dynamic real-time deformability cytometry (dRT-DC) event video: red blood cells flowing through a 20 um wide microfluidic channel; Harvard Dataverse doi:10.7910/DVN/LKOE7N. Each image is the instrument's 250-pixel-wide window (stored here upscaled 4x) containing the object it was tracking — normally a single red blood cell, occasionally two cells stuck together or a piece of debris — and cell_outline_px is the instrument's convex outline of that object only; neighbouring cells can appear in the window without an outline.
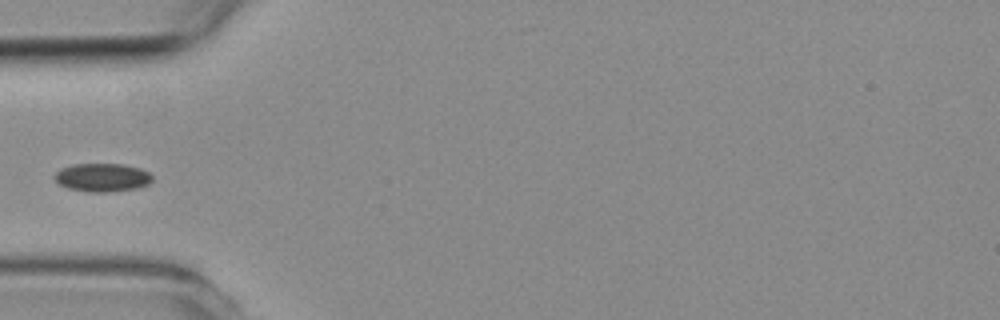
{"species": "common noctule bat (a hibernating species)", "species_latin": "Nyctalus noctula", "temperature_condition": "room temperature", "stored_images_in_passage": 5, "camera_frame_rate_fps": 3000, "um_per_image_px": 0.085, "animal": {"sex": "female", "body_mass_g": 19.3, "forearm_length_mm": 54.1}, "frame": {"image": 1, "passage_image": 5, "time_ms": 4.667, "image_size_px": [1000, 320], "cell_outline_px": [[152, 180], [148, 184], [136, 188], [112, 192], [88, 192], [68, 188], [60, 184], [52, 176], [60, 168], [72, 164], [124, 164], [140, 168], [148, 172], [152, 176]], "centroid_in_image_um": [8.68, 15.08], "position_along_channel_um": 76.3, "area_um2": 16.24}}